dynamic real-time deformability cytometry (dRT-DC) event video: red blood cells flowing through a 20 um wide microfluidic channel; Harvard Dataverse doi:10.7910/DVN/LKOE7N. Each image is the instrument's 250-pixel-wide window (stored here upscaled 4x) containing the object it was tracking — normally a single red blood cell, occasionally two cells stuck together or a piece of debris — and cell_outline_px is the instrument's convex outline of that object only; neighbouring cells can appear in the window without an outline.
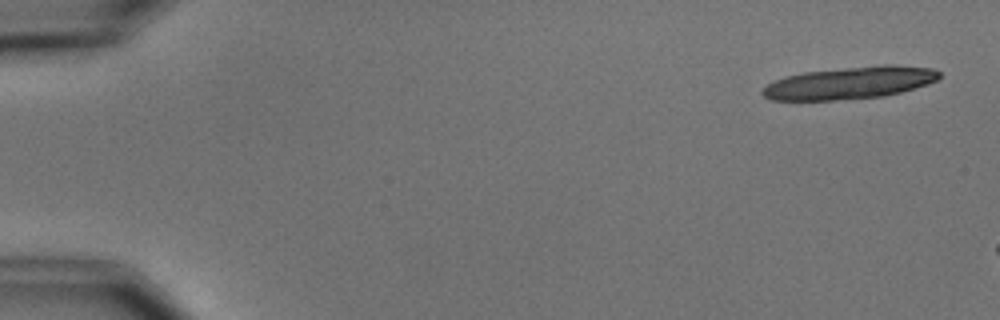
{"species": "common noctule bat (a hibernating species)", "species_latin": "Nyctalus noctula", "temperature_condition": "cold", "stored_images_in_passage": 3, "camera_frame_rate_fps": 3000, "um_per_image_px": 0.085, "animal": {"sex": "male", "body_mass_g": 15.6}, "frame": {"image": 1, "passage_image": 1, "time_ms": 0.0, "image_size_px": [1000, 320], "cell_outline_px": [[940, 76], [936, 80], [928, 84], [900, 92], [884, 96], [832, 100], [772, 100], [764, 96], [760, 92], [768, 84], [784, 76], [804, 72], [884, 64], [892, 64], [932, 68], [940, 72]], "centroid_in_image_um": [72.24, 7.04], "position_along_channel_um": 12.8, "area_um2": 33.06}}